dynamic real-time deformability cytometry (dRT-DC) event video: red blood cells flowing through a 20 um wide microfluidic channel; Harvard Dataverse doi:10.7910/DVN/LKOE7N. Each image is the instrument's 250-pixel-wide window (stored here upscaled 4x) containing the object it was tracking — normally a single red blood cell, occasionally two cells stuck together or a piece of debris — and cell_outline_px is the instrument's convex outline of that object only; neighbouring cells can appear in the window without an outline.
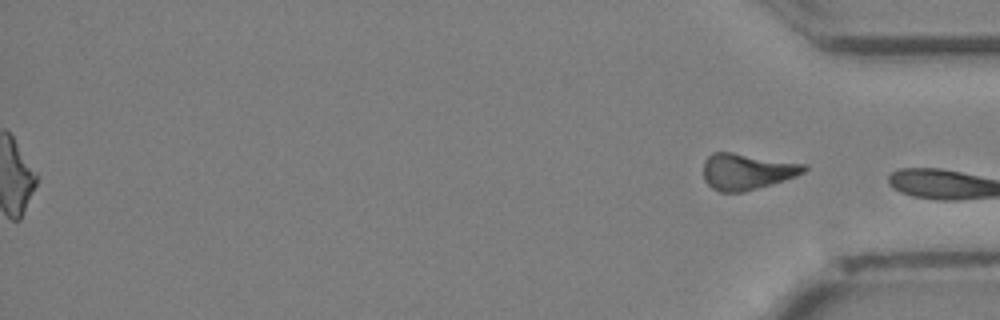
{"species": "Egyptian fruit bat (a non-hibernating species)", "species_latin": "Rousettus aegyptiacus", "temperature_condition": "cold", "stored_images_in_passage": 29, "segment_of_instrument_passage": [2, 2], "camera_frame_rate_fps": 3000, "um_per_image_px": 0.085, "animal": {"sex": "female"}, "frame": {"image": 1, "passage_image": 29, "time_ms": 9.333, "image_size_px": [1000, 320], "cell_outline_px": [[808, 168], [804, 172], [796, 176], [772, 184], [744, 192], [720, 192], [712, 188], [704, 180], [704, 160], [712, 152], [732, 152], [808, 164]], "centroid_in_image_um": [63.49, 14.57], "position_along_channel_um": 371.7, "area_um2": 21.39}}